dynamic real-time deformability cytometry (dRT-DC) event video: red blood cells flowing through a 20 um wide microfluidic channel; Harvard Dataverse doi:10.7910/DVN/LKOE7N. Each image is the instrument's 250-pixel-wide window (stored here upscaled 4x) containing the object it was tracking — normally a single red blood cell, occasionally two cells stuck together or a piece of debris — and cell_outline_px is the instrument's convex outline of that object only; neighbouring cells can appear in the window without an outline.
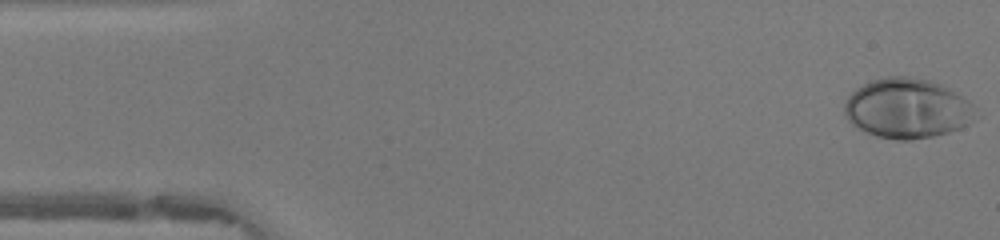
{"species": "human", "species_latin": "Homo sapiens", "temperature_condition": "warm", "stored_images_in_passage": 48, "camera_frame_rate_fps": 3000, "um_per_image_px": 0.085, "donor": {"sex": "female"}, "frame": {"image": 1, "passage_image": 1, "time_ms": 0.0, "image_size_px": [1000, 240], "cell_outline_px": [[972, 104], [968, 124], [960, 128], [948, 132], [932, 136], [908, 140], [896, 140], [876, 136], [856, 128], [848, 120], [844, 112], [844, 104], [848, 96], [856, 88], [872, 80], [888, 76], [908, 76], [932, 80], [952, 88], [968, 100]], "centroid_in_image_um": [77.05, 9.19], "position_along_channel_um": 7.9, "area_um2": 45.55}}
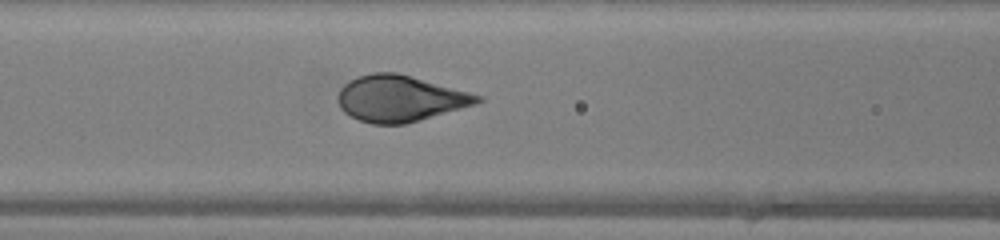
{"frame": {"image": 2, "passage_image": 19, "time_ms": 6.0, "image_size_px": [1000, 240], "cell_outline_px": [[484, 100], [476, 104], [404, 124], [372, 124], [360, 120], [344, 112], [340, 108], [336, 100], [336, 96], [340, 88], [344, 84], [356, 76], [372, 72], [396, 72], [484, 96]], "centroid_in_image_um": [33.96, 8.36], "position_along_channel_um": 132.6, "area_um2": 37.51}}
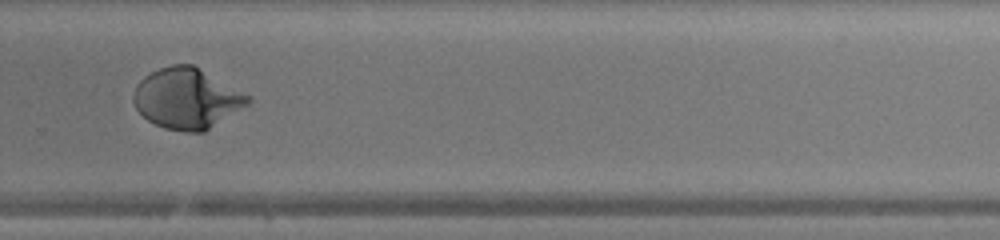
{"frame": {"image": 3, "passage_image": 32, "time_ms": 10.333, "image_size_px": [1000, 240], "cell_outline_px": [[252, 100], [248, 104], [204, 132], [184, 132], [164, 128], [148, 120], [136, 108], [132, 100], [132, 96], [136, 84], [144, 76], [160, 68], [172, 64], [192, 64], [252, 96]], "centroid_in_image_um": [15.88, 8.37], "position_along_channel_um": 313.9, "area_um2": 40.34}, "authors_computed_cell_mechanics": {"area_um2": 39.6797, "velocity_mm_per_s": 4.1979, "shape_relaxation_time_tau1_ms": 3.0435, "shape_relaxation_time_tau2_ms": null, "deformation_change_tau1": 0.2083, "deformation_change_tau2": null}}